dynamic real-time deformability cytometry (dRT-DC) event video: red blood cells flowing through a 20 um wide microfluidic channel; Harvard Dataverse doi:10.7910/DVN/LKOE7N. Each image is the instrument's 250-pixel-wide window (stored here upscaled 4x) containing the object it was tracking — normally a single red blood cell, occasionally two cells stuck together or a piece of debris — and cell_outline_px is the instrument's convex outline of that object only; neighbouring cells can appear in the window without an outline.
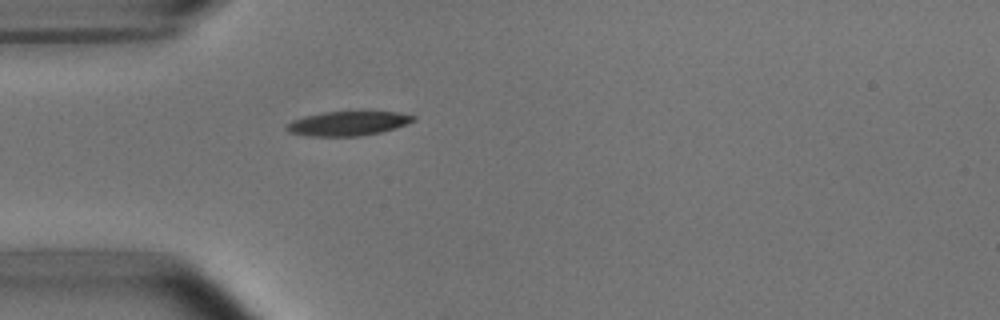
{"species": "common noctule bat (a hibernating species)", "species_latin": "Nyctalus noctula", "temperature_condition": "room temperature", "stored_images_in_passage": 1, "camera_frame_rate_fps": 3000, "um_per_image_px": 0.085, "animal": {"sex": "male", "body_mass_g": 15.6}, "frame": {"image": 1, "passage_image": 1, "time_ms": 0.0, "image_size_px": [1000, 320], "cell_outline_px": [[416, 120], [408, 124], [396, 128], [380, 132], [360, 136], [312, 136], [288, 132], [284, 128], [292, 120], [304, 116], [324, 112], [396, 112], [416, 116]], "centroid_in_image_um": [29.59, 10.49], "position_along_channel_um": 55.4, "area_um2": 17.92}}